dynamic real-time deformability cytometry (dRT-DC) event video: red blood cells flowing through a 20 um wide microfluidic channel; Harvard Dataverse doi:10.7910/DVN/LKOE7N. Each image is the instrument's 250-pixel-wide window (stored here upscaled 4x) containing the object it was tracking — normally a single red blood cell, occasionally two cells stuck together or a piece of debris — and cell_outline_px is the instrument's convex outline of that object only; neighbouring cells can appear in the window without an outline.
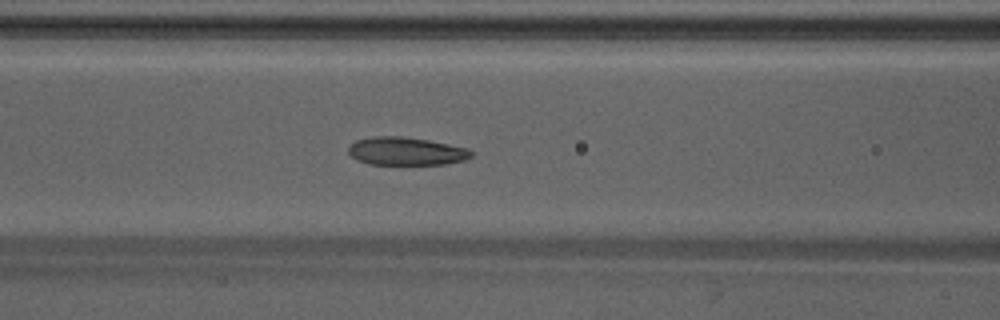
{"species": "Egyptian fruit bat (a non-hibernating species)", "species_latin": "Rousettus aegyptiacus", "temperature_condition": "warm", "stored_images_in_passage": 49, "camera_frame_rate_fps": 3000, "um_per_image_px": 0.085, "animal": {"sex": "male"}, "frame": {"image": 1, "passage_image": 21, "time_ms": 6.667, "image_size_px": [1000, 320], "cell_outline_px": [[472, 156], [464, 160], [444, 164], [368, 164], [356, 160], [348, 152], [348, 148], [356, 140], [372, 136], [400, 136], [428, 140], [468, 148], [472, 152]], "centroid_in_image_um": [34.5, 12.85], "position_along_channel_um": 132.1, "area_um2": 20.0}}
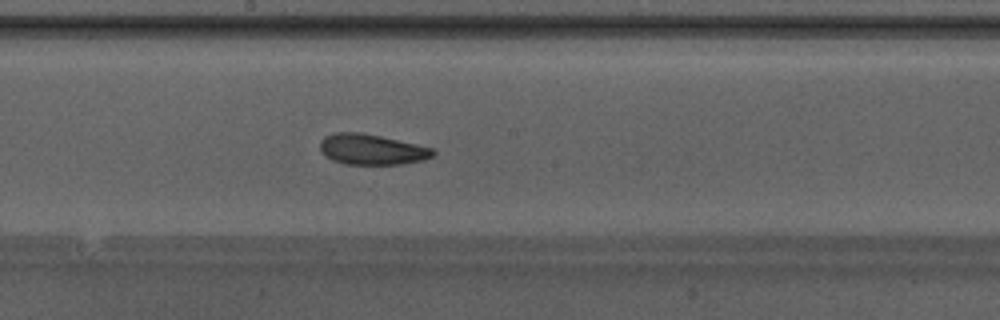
{"frame": {"image": 2, "passage_image": 27, "time_ms": 8.667, "image_size_px": [1000, 320], "cell_outline_px": [[436, 152], [432, 156], [424, 160], [404, 164], [344, 164], [332, 160], [320, 152], [320, 140], [324, 136], [336, 132], [360, 132], [380, 136], [436, 148]], "centroid_in_image_um": [31.61, 12.7], "position_along_channel_um": 216.6, "area_um2": 20.35}}
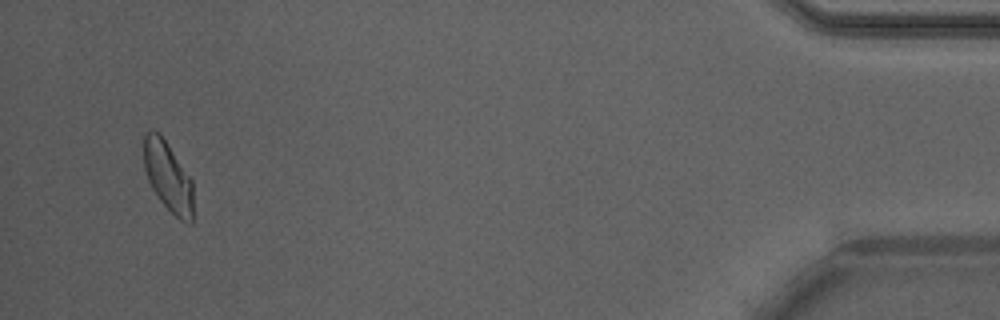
{"frame": {"image": 3, "passage_image": 47, "time_ms": 15.333, "image_size_px": [1000, 320], "cell_outline_px": [[192, 224], [188, 224], [180, 220], [160, 200], [152, 188], [148, 180], [144, 168], [144, 136], [148, 132], [160, 132], [192, 180]], "centroid_in_image_um": [14.28, 15.02], "position_along_channel_um": 420.9, "area_um2": 19.83}, "authors_computed_cell_mechanics": {"area_um2": 20.808, "velocity_mm_per_s": 4.2328, "shape_relaxation_time_tau1_ms": 8.2517, "shape_relaxation_time_tau2_ms": 2.0724, "deformation_change_tau1": 0.1569, "deformation_change_tau2": 0.0797}}